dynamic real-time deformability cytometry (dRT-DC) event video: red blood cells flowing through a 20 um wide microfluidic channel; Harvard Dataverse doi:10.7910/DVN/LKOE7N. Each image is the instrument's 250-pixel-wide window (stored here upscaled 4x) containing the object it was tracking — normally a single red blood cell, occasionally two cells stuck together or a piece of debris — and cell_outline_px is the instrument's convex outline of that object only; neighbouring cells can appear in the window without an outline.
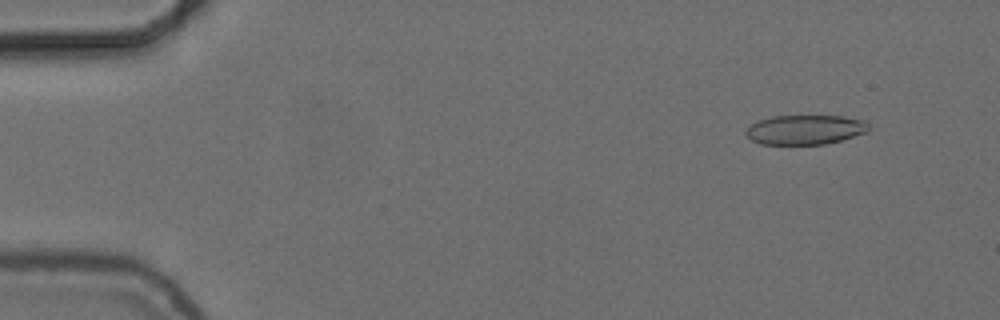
{"species": "common noctule bat (a hibernating species)", "species_latin": "Nyctalus noctula", "temperature_condition": "cold", "stored_images_in_passage": 55, "camera_frame_rate_fps": 3000, "um_per_image_px": 0.085, "animal": {"sex": "female", "body_mass_g": 24.6, "forearm_length_mm": 56.2}, "frame": {"image": 1, "passage_image": 5, "time_ms": 1.333, "image_size_px": [1000, 320], "cell_outline_px": [[868, 132], [840, 140], [824, 144], [760, 144], [752, 140], [744, 132], [752, 124], [760, 120], [772, 116], [844, 116], [864, 120], [868, 124]], "centroid_in_image_um": [68.45, 11.02], "position_along_channel_um": 16.6, "area_um2": 20.98}}
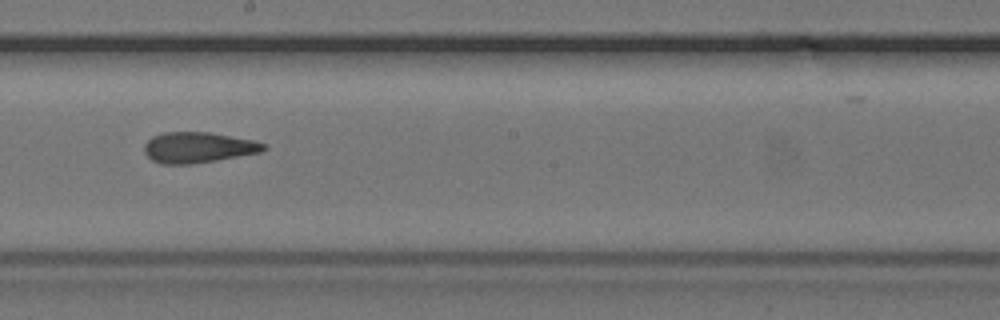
{"frame": {"image": 2, "passage_image": 31, "time_ms": 10.0, "image_size_px": [1000, 320], "cell_outline_px": [[268, 148], [260, 152], [216, 160], [192, 164], [160, 164], [152, 160], [144, 152], [144, 144], [152, 136], [164, 132], [208, 132], [252, 140], [268, 144]], "centroid_in_image_um": [16.82, 12.53], "position_along_channel_um": 231.4, "area_um2": 21.33}}
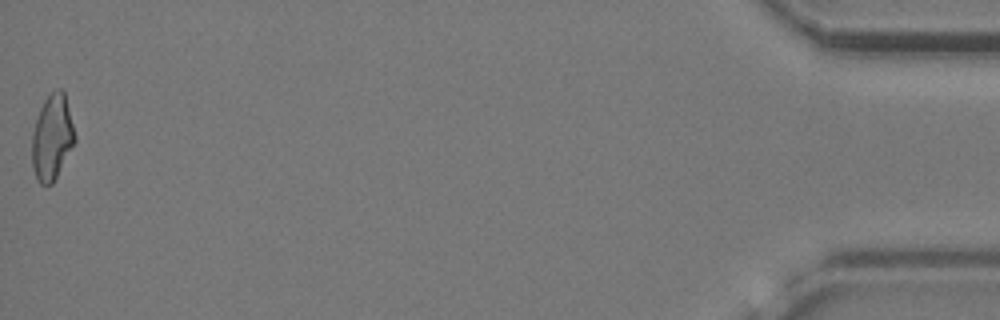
{"frame": {"image": 3, "passage_image": 55, "time_ms": 18.0, "image_size_px": [1000, 320], "cell_outline_px": [[76, 140], [52, 184], [40, 184], [36, 180], [32, 164], [32, 132], [40, 108], [44, 100], [52, 92], [60, 88], [64, 92], [76, 136]], "centroid_in_image_um": [4.42, 11.69], "position_along_channel_um": 430.8, "area_um2": 21.1}, "authors_computed_cell_mechanics": {"area_um2": 21.7328, "velocity_mm_per_s": 3.7168, "shape_relaxation_time_tau1_ms": 6.7553, "shape_relaxation_time_tau2_ms": 2.052, "deformation_change_tau1": 0.1563, "deformation_change_tau2": 0.0943}}